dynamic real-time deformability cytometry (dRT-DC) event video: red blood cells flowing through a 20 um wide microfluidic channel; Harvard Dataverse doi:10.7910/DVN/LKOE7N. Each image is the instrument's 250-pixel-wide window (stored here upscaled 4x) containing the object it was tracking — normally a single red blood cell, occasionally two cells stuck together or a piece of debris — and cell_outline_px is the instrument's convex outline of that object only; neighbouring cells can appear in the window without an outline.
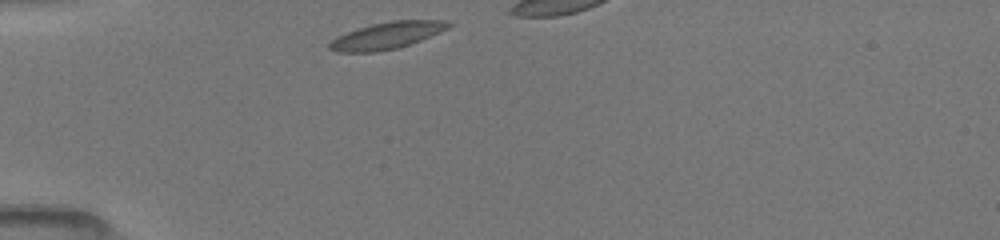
{"species": "common noctule bat (a hibernating species)", "species_latin": "Nyctalus noctula", "temperature_condition": "room temperature", "stored_images_in_passage": 28, "camera_frame_rate_fps": 3000, "um_per_image_px": 0.085, "animal": {"sex": "female", "body_mass_g": 19.5, "forearm_length_mm": 54.1}, "frame": {"image": 1, "passage_image": 1, "time_ms": 0.0, "image_size_px": [1000, 240], "cell_outline_px": [[456, 24], [440, 32], [420, 40], [396, 48], [372, 52], [336, 52], [328, 48], [328, 44], [336, 36], [372, 24], [392, 20], [452, 20]], "centroid_in_image_um": [32.93, 3.0], "position_along_channel_um": 52.1, "area_um2": 18.55}}
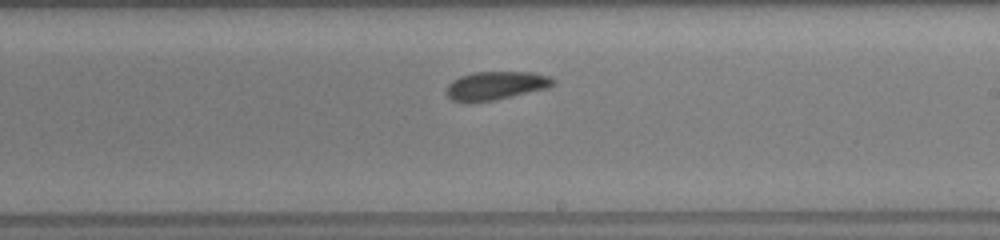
{"frame": {"image": 2, "passage_image": 17, "time_ms": 5.333, "image_size_px": [1000, 240], "cell_outline_px": [[556, 80], [548, 88], [496, 100], [452, 100], [444, 92], [448, 84], [452, 80], [460, 76], [472, 72], [532, 72], [548, 76]], "centroid_in_image_um": [42.15, 7.25], "position_along_channel_um": 246.9, "area_um2": 17.4}}
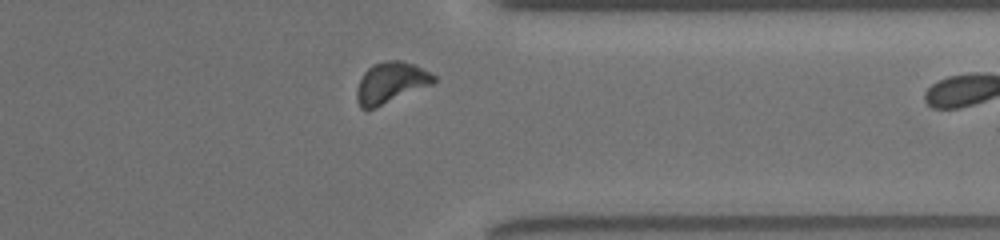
{"frame": {"image": 3, "passage_image": 27, "time_ms": 8.667, "image_size_px": [1000, 240], "cell_outline_px": [[436, 80], [432, 84], [376, 108], [360, 108], [356, 100], [356, 88], [364, 72], [372, 64], [388, 60], [400, 60], [412, 64], [436, 76]], "centroid_in_image_um": [33.18, 7.03], "position_along_channel_um": 378.2, "area_um2": 18.26}}